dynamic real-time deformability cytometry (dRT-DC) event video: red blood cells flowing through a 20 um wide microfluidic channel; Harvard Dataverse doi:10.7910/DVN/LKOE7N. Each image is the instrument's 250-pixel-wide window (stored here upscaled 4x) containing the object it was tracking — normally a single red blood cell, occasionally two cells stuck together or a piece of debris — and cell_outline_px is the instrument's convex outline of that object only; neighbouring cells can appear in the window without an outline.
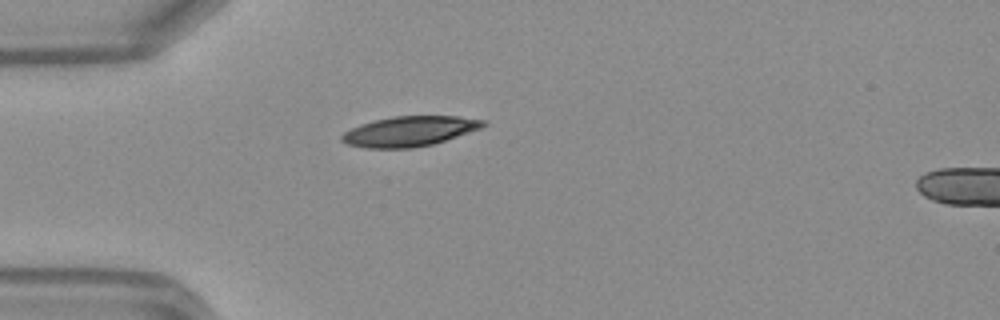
{"species": "Egyptian fruit bat (a non-hibernating species)", "species_latin": "Rousettus aegyptiacus", "temperature_condition": "warm", "stored_images_in_passage": 36, "camera_frame_rate_fps": 3000, "um_per_image_px": 0.085, "frame": {"image": 1, "passage_image": 1, "time_ms": 0.0, "image_size_px": [1000, 320], "cell_outline_px": [[488, 124], [480, 128], [432, 144], [412, 148], [368, 148], [348, 144], [340, 140], [340, 136], [344, 132], [360, 124], [376, 120], [396, 116], [460, 116], [488, 120]], "centroid_in_image_um": [34.82, 11.15], "position_along_channel_um": 50.2, "area_um2": 24.57}}
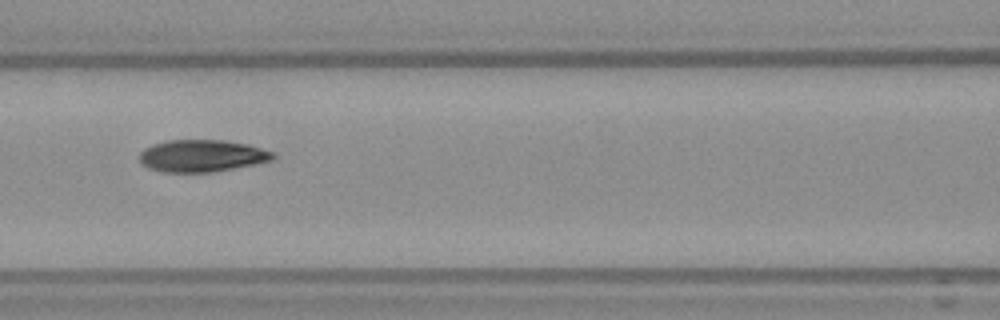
{"frame": {"image": 2, "passage_image": 9, "time_ms": 2.667, "image_size_px": [1000, 320], "cell_outline_px": [[276, 156], [272, 160], [256, 164], [212, 172], [160, 172], [148, 168], [140, 164], [140, 152], [144, 148], [152, 144], [168, 140], [224, 140], [248, 144], [272, 152]], "centroid_in_image_um": [17.13, 13.25], "position_along_channel_um": 149.5, "area_um2": 25.09}}
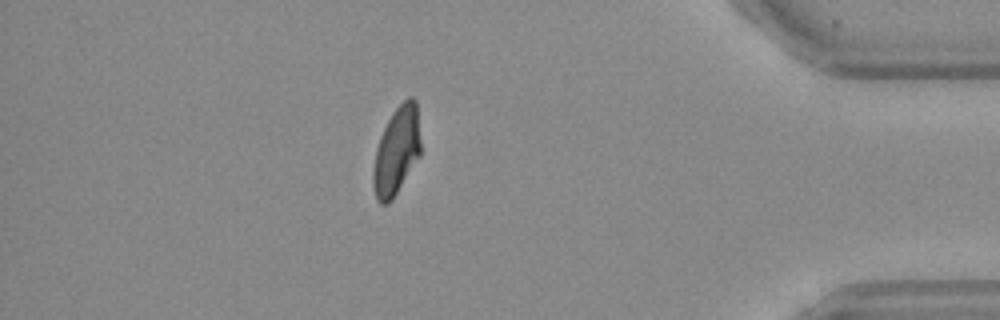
{"frame": {"image": 3, "passage_image": 30, "time_ms": 9.667, "image_size_px": [1000, 320], "cell_outline_px": [[420, 156], [392, 200], [388, 204], [380, 204], [376, 200], [372, 184], [372, 172], [376, 148], [380, 136], [392, 112], [408, 96], [412, 96], [416, 100], [420, 140]], "centroid_in_image_um": [33.69, 12.85], "position_along_channel_um": 401.5, "area_um2": 24.45}, "authors_computed_cell_mechanics": {"area_um2": 24.9407, "velocity_mm_per_s": 4.1677, "shape_relaxation_time_tau1_ms": 3.3972, "shape_relaxation_time_tau2_ms": 2.1418, "deformation_change_tau1": 0.1675, "deformation_change_tau2": 0.0473}}